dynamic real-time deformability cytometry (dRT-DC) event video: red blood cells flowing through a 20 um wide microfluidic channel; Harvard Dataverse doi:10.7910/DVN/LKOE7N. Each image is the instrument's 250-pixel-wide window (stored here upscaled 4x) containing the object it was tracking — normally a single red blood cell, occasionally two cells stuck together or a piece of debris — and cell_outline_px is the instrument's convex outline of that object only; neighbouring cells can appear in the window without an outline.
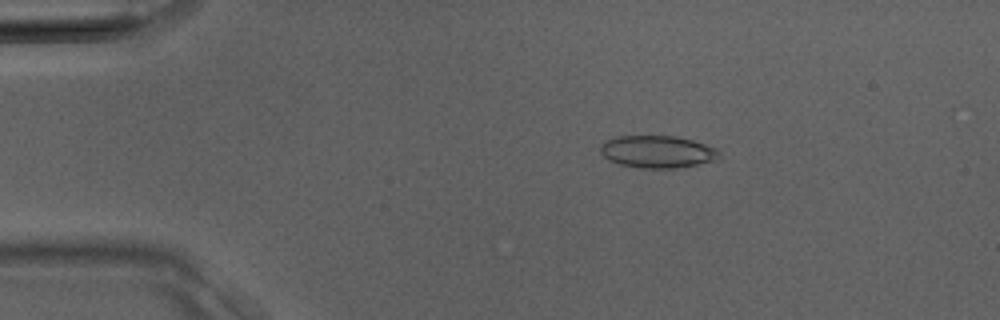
{"species": "Egyptian fruit bat (a non-hibernating species)", "species_latin": "Rousettus aegyptiacus", "temperature_condition": "room temperature", "stored_images_in_passage": 35, "camera_frame_rate_fps": 3000, "um_per_image_px": 0.085, "animal": {"sex": "male"}, "frame": {"image": 1, "passage_image": 4, "time_ms": 1.0, "image_size_px": [1000, 320], "cell_outline_px": [[720, 156], [716, 160], [676, 168], [640, 168], [620, 164], [608, 160], [600, 152], [600, 144], [604, 140], [616, 136], [676, 136], [692, 140], [716, 148], [720, 152]], "centroid_in_image_um": [55.84, 12.89], "position_along_channel_um": 29.2, "area_um2": 22.43}}
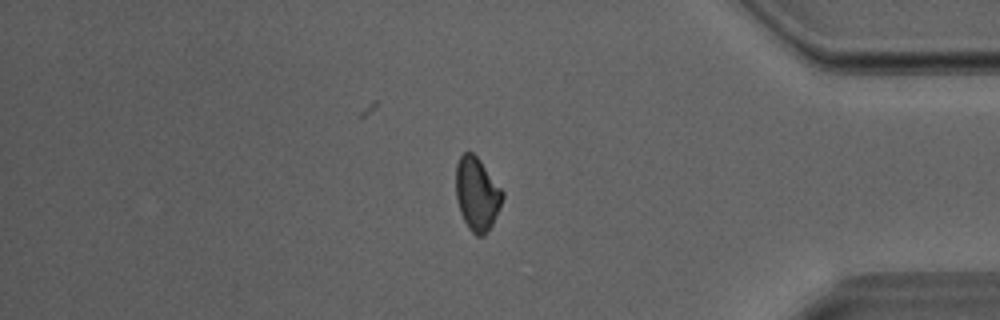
{"frame": {"image": 2, "passage_image": 29, "time_ms": 9.333, "image_size_px": [1000, 320], "cell_outline_px": [[504, 196], [496, 216], [492, 224], [484, 236], [476, 236], [468, 228], [460, 212], [456, 196], [456, 164], [460, 156], [464, 152], [472, 152], [480, 160], [504, 192]], "centroid_in_image_um": [40.54, 16.49], "position_along_channel_um": 394.7, "area_um2": 19.83}}
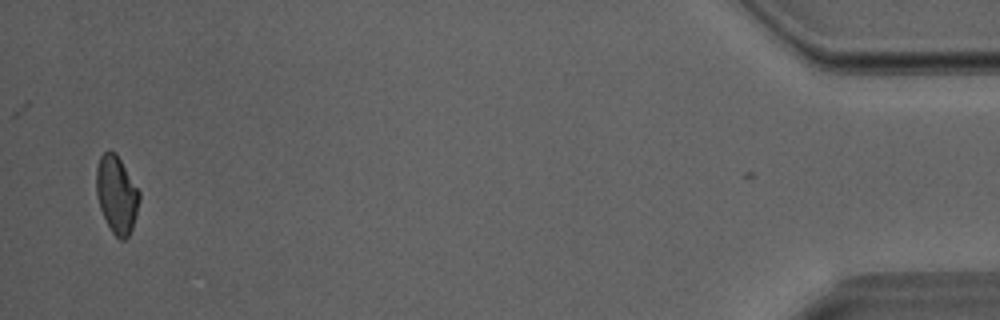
{"frame": {"image": 3, "passage_image": 34, "time_ms": 11.0, "image_size_px": [1000, 320], "cell_outline_px": [[140, 200], [132, 228], [128, 236], [124, 240], [120, 240], [112, 232], [100, 208], [96, 196], [96, 168], [100, 156], [108, 148], [116, 152], [140, 192]], "centroid_in_image_um": [9.9, 16.49], "position_along_channel_um": 425.3, "area_um2": 19.48}}